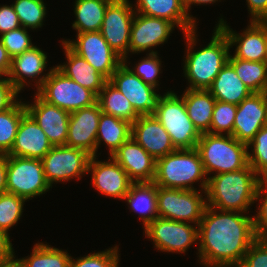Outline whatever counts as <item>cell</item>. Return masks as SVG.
<instances>
[{
  "mask_svg": "<svg viewBox=\"0 0 267 267\" xmlns=\"http://www.w3.org/2000/svg\"><path fill=\"white\" fill-rule=\"evenodd\" d=\"M12 6L22 27L34 30L44 25L47 7L43 0H15Z\"/></svg>",
  "mask_w": 267,
  "mask_h": 267,
  "instance_id": "36",
  "label": "cell"
},
{
  "mask_svg": "<svg viewBox=\"0 0 267 267\" xmlns=\"http://www.w3.org/2000/svg\"><path fill=\"white\" fill-rule=\"evenodd\" d=\"M131 137L156 160L176 150L170 135L153 116H139L131 124Z\"/></svg>",
  "mask_w": 267,
  "mask_h": 267,
  "instance_id": "23",
  "label": "cell"
},
{
  "mask_svg": "<svg viewBox=\"0 0 267 267\" xmlns=\"http://www.w3.org/2000/svg\"><path fill=\"white\" fill-rule=\"evenodd\" d=\"M130 137L131 123L102 112L96 136V156L103 141L111 156Z\"/></svg>",
  "mask_w": 267,
  "mask_h": 267,
  "instance_id": "31",
  "label": "cell"
},
{
  "mask_svg": "<svg viewBox=\"0 0 267 267\" xmlns=\"http://www.w3.org/2000/svg\"><path fill=\"white\" fill-rule=\"evenodd\" d=\"M96 158L91 156L88 164L92 186L105 196L123 200L133 184L128 174L111 156L107 161H97Z\"/></svg>",
  "mask_w": 267,
  "mask_h": 267,
  "instance_id": "18",
  "label": "cell"
},
{
  "mask_svg": "<svg viewBox=\"0 0 267 267\" xmlns=\"http://www.w3.org/2000/svg\"><path fill=\"white\" fill-rule=\"evenodd\" d=\"M147 56L139 60L131 71L140 77L145 83L157 88L159 86V74L161 73V60L158 53H148Z\"/></svg>",
  "mask_w": 267,
  "mask_h": 267,
  "instance_id": "42",
  "label": "cell"
},
{
  "mask_svg": "<svg viewBox=\"0 0 267 267\" xmlns=\"http://www.w3.org/2000/svg\"><path fill=\"white\" fill-rule=\"evenodd\" d=\"M228 62L233 66L237 76L253 92H265L267 88V64L235 58L229 54Z\"/></svg>",
  "mask_w": 267,
  "mask_h": 267,
  "instance_id": "34",
  "label": "cell"
},
{
  "mask_svg": "<svg viewBox=\"0 0 267 267\" xmlns=\"http://www.w3.org/2000/svg\"><path fill=\"white\" fill-rule=\"evenodd\" d=\"M47 53L43 52L37 46H32L22 54L16 55L11 60V68L9 74L6 76L13 84L15 89L20 93L24 89L28 80H36L37 91L44 84V81L49 76V72L45 75L43 71L47 68L46 65ZM43 73L42 76H40ZM40 76V77H39ZM37 78V79H36Z\"/></svg>",
  "mask_w": 267,
  "mask_h": 267,
  "instance_id": "22",
  "label": "cell"
},
{
  "mask_svg": "<svg viewBox=\"0 0 267 267\" xmlns=\"http://www.w3.org/2000/svg\"><path fill=\"white\" fill-rule=\"evenodd\" d=\"M10 241L9 233L0 229V267L15 262V253Z\"/></svg>",
  "mask_w": 267,
  "mask_h": 267,
  "instance_id": "47",
  "label": "cell"
},
{
  "mask_svg": "<svg viewBox=\"0 0 267 267\" xmlns=\"http://www.w3.org/2000/svg\"><path fill=\"white\" fill-rule=\"evenodd\" d=\"M263 197V198H262ZM260 199L261 202H260ZM256 202H260L258 205V211L253 216L254 229L257 238L267 236V177H262L258 181L256 190Z\"/></svg>",
  "mask_w": 267,
  "mask_h": 267,
  "instance_id": "43",
  "label": "cell"
},
{
  "mask_svg": "<svg viewBox=\"0 0 267 267\" xmlns=\"http://www.w3.org/2000/svg\"><path fill=\"white\" fill-rule=\"evenodd\" d=\"M52 147L44 131L26 113L21 118L14 144L7 155L42 159Z\"/></svg>",
  "mask_w": 267,
  "mask_h": 267,
  "instance_id": "24",
  "label": "cell"
},
{
  "mask_svg": "<svg viewBox=\"0 0 267 267\" xmlns=\"http://www.w3.org/2000/svg\"><path fill=\"white\" fill-rule=\"evenodd\" d=\"M129 209L140 213L143 228L158 217L157 186L153 183H133L124 197Z\"/></svg>",
  "mask_w": 267,
  "mask_h": 267,
  "instance_id": "29",
  "label": "cell"
},
{
  "mask_svg": "<svg viewBox=\"0 0 267 267\" xmlns=\"http://www.w3.org/2000/svg\"><path fill=\"white\" fill-rule=\"evenodd\" d=\"M12 58L8 55L6 48L0 40V71L5 75L9 74Z\"/></svg>",
  "mask_w": 267,
  "mask_h": 267,
  "instance_id": "49",
  "label": "cell"
},
{
  "mask_svg": "<svg viewBox=\"0 0 267 267\" xmlns=\"http://www.w3.org/2000/svg\"><path fill=\"white\" fill-rule=\"evenodd\" d=\"M28 257L15 259L18 267H68L71 255L43 242L34 244Z\"/></svg>",
  "mask_w": 267,
  "mask_h": 267,
  "instance_id": "33",
  "label": "cell"
},
{
  "mask_svg": "<svg viewBox=\"0 0 267 267\" xmlns=\"http://www.w3.org/2000/svg\"><path fill=\"white\" fill-rule=\"evenodd\" d=\"M19 92L8 78L0 81V112L10 109L19 99Z\"/></svg>",
  "mask_w": 267,
  "mask_h": 267,
  "instance_id": "45",
  "label": "cell"
},
{
  "mask_svg": "<svg viewBox=\"0 0 267 267\" xmlns=\"http://www.w3.org/2000/svg\"><path fill=\"white\" fill-rule=\"evenodd\" d=\"M188 117L200 134L209 133L216 99L208 90L186 89L182 95Z\"/></svg>",
  "mask_w": 267,
  "mask_h": 267,
  "instance_id": "28",
  "label": "cell"
},
{
  "mask_svg": "<svg viewBox=\"0 0 267 267\" xmlns=\"http://www.w3.org/2000/svg\"><path fill=\"white\" fill-rule=\"evenodd\" d=\"M265 125H267V97L264 92L252 93L237 105L233 137L248 145Z\"/></svg>",
  "mask_w": 267,
  "mask_h": 267,
  "instance_id": "19",
  "label": "cell"
},
{
  "mask_svg": "<svg viewBox=\"0 0 267 267\" xmlns=\"http://www.w3.org/2000/svg\"><path fill=\"white\" fill-rule=\"evenodd\" d=\"M97 103L103 113L131 124L139 117L128 99L109 80L104 83L102 90L97 95Z\"/></svg>",
  "mask_w": 267,
  "mask_h": 267,
  "instance_id": "32",
  "label": "cell"
},
{
  "mask_svg": "<svg viewBox=\"0 0 267 267\" xmlns=\"http://www.w3.org/2000/svg\"><path fill=\"white\" fill-rule=\"evenodd\" d=\"M144 234L154 242V248L167 253H185L192 244L198 243V225L161 217L150 222Z\"/></svg>",
  "mask_w": 267,
  "mask_h": 267,
  "instance_id": "12",
  "label": "cell"
},
{
  "mask_svg": "<svg viewBox=\"0 0 267 267\" xmlns=\"http://www.w3.org/2000/svg\"><path fill=\"white\" fill-rule=\"evenodd\" d=\"M76 36V40L66 39L61 42L84 58L106 80H110L123 63V58L110 47L100 31L77 33Z\"/></svg>",
  "mask_w": 267,
  "mask_h": 267,
  "instance_id": "10",
  "label": "cell"
},
{
  "mask_svg": "<svg viewBox=\"0 0 267 267\" xmlns=\"http://www.w3.org/2000/svg\"><path fill=\"white\" fill-rule=\"evenodd\" d=\"M244 260L251 267H267V246L257 238L249 247Z\"/></svg>",
  "mask_w": 267,
  "mask_h": 267,
  "instance_id": "44",
  "label": "cell"
},
{
  "mask_svg": "<svg viewBox=\"0 0 267 267\" xmlns=\"http://www.w3.org/2000/svg\"><path fill=\"white\" fill-rule=\"evenodd\" d=\"M33 103H24L26 112L44 131L53 146L65 145L70 113L44 101L37 93Z\"/></svg>",
  "mask_w": 267,
  "mask_h": 267,
  "instance_id": "17",
  "label": "cell"
},
{
  "mask_svg": "<svg viewBox=\"0 0 267 267\" xmlns=\"http://www.w3.org/2000/svg\"><path fill=\"white\" fill-rule=\"evenodd\" d=\"M26 199L15 194L5 192L0 194V229L8 233L9 229L18 223Z\"/></svg>",
  "mask_w": 267,
  "mask_h": 267,
  "instance_id": "37",
  "label": "cell"
},
{
  "mask_svg": "<svg viewBox=\"0 0 267 267\" xmlns=\"http://www.w3.org/2000/svg\"><path fill=\"white\" fill-rule=\"evenodd\" d=\"M129 0H113L106 9L101 34L110 47L127 62L131 25L135 15Z\"/></svg>",
  "mask_w": 267,
  "mask_h": 267,
  "instance_id": "13",
  "label": "cell"
},
{
  "mask_svg": "<svg viewBox=\"0 0 267 267\" xmlns=\"http://www.w3.org/2000/svg\"><path fill=\"white\" fill-rule=\"evenodd\" d=\"M91 155L84 150L66 145L53 146L41 159L45 179L51 186L53 183L81 179L88 173Z\"/></svg>",
  "mask_w": 267,
  "mask_h": 267,
  "instance_id": "11",
  "label": "cell"
},
{
  "mask_svg": "<svg viewBox=\"0 0 267 267\" xmlns=\"http://www.w3.org/2000/svg\"><path fill=\"white\" fill-rule=\"evenodd\" d=\"M7 154H0V194L7 192Z\"/></svg>",
  "mask_w": 267,
  "mask_h": 267,
  "instance_id": "50",
  "label": "cell"
},
{
  "mask_svg": "<svg viewBox=\"0 0 267 267\" xmlns=\"http://www.w3.org/2000/svg\"><path fill=\"white\" fill-rule=\"evenodd\" d=\"M4 267H18V266H17V264L15 262H13L12 264L4 266Z\"/></svg>",
  "mask_w": 267,
  "mask_h": 267,
  "instance_id": "54",
  "label": "cell"
},
{
  "mask_svg": "<svg viewBox=\"0 0 267 267\" xmlns=\"http://www.w3.org/2000/svg\"><path fill=\"white\" fill-rule=\"evenodd\" d=\"M2 76H5V75L0 71V81L3 79Z\"/></svg>",
  "mask_w": 267,
  "mask_h": 267,
  "instance_id": "55",
  "label": "cell"
},
{
  "mask_svg": "<svg viewBox=\"0 0 267 267\" xmlns=\"http://www.w3.org/2000/svg\"><path fill=\"white\" fill-rule=\"evenodd\" d=\"M236 112L237 105L216 100L209 133L233 136Z\"/></svg>",
  "mask_w": 267,
  "mask_h": 267,
  "instance_id": "38",
  "label": "cell"
},
{
  "mask_svg": "<svg viewBox=\"0 0 267 267\" xmlns=\"http://www.w3.org/2000/svg\"><path fill=\"white\" fill-rule=\"evenodd\" d=\"M26 113L21 99L10 109L0 112V154H8L11 150L21 118Z\"/></svg>",
  "mask_w": 267,
  "mask_h": 267,
  "instance_id": "35",
  "label": "cell"
},
{
  "mask_svg": "<svg viewBox=\"0 0 267 267\" xmlns=\"http://www.w3.org/2000/svg\"><path fill=\"white\" fill-rule=\"evenodd\" d=\"M198 190L169 189L157 186L158 217L198 225L207 206Z\"/></svg>",
  "mask_w": 267,
  "mask_h": 267,
  "instance_id": "9",
  "label": "cell"
},
{
  "mask_svg": "<svg viewBox=\"0 0 267 267\" xmlns=\"http://www.w3.org/2000/svg\"><path fill=\"white\" fill-rule=\"evenodd\" d=\"M21 27L12 4L0 6V35Z\"/></svg>",
  "mask_w": 267,
  "mask_h": 267,
  "instance_id": "46",
  "label": "cell"
},
{
  "mask_svg": "<svg viewBox=\"0 0 267 267\" xmlns=\"http://www.w3.org/2000/svg\"><path fill=\"white\" fill-rule=\"evenodd\" d=\"M27 30L28 29L21 26L0 35L2 45L6 48L7 53L11 58L22 54L34 46Z\"/></svg>",
  "mask_w": 267,
  "mask_h": 267,
  "instance_id": "41",
  "label": "cell"
},
{
  "mask_svg": "<svg viewBox=\"0 0 267 267\" xmlns=\"http://www.w3.org/2000/svg\"><path fill=\"white\" fill-rule=\"evenodd\" d=\"M267 246V236L259 238Z\"/></svg>",
  "mask_w": 267,
  "mask_h": 267,
  "instance_id": "53",
  "label": "cell"
},
{
  "mask_svg": "<svg viewBox=\"0 0 267 267\" xmlns=\"http://www.w3.org/2000/svg\"><path fill=\"white\" fill-rule=\"evenodd\" d=\"M198 239L200 264L205 267H228L244 259L257 239L253 216L206 206L198 224Z\"/></svg>",
  "mask_w": 267,
  "mask_h": 267,
  "instance_id": "1",
  "label": "cell"
},
{
  "mask_svg": "<svg viewBox=\"0 0 267 267\" xmlns=\"http://www.w3.org/2000/svg\"><path fill=\"white\" fill-rule=\"evenodd\" d=\"M196 149L208 178L211 173L233 172L248 165L247 144L232 135L201 134Z\"/></svg>",
  "mask_w": 267,
  "mask_h": 267,
  "instance_id": "5",
  "label": "cell"
},
{
  "mask_svg": "<svg viewBox=\"0 0 267 267\" xmlns=\"http://www.w3.org/2000/svg\"><path fill=\"white\" fill-rule=\"evenodd\" d=\"M259 179L249 164L237 171L210 176L206 189L207 206L223 211L248 213L256 202Z\"/></svg>",
  "mask_w": 267,
  "mask_h": 267,
  "instance_id": "3",
  "label": "cell"
},
{
  "mask_svg": "<svg viewBox=\"0 0 267 267\" xmlns=\"http://www.w3.org/2000/svg\"><path fill=\"white\" fill-rule=\"evenodd\" d=\"M228 267H251L244 259L237 261L236 263L230 264Z\"/></svg>",
  "mask_w": 267,
  "mask_h": 267,
  "instance_id": "52",
  "label": "cell"
},
{
  "mask_svg": "<svg viewBox=\"0 0 267 267\" xmlns=\"http://www.w3.org/2000/svg\"><path fill=\"white\" fill-rule=\"evenodd\" d=\"M200 182V188L206 197L208 177L196 148L176 149L156 160V186L169 189L197 190L194 183Z\"/></svg>",
  "mask_w": 267,
  "mask_h": 267,
  "instance_id": "4",
  "label": "cell"
},
{
  "mask_svg": "<svg viewBox=\"0 0 267 267\" xmlns=\"http://www.w3.org/2000/svg\"><path fill=\"white\" fill-rule=\"evenodd\" d=\"M218 101L239 105L253 92L237 76L233 66L227 61L208 89Z\"/></svg>",
  "mask_w": 267,
  "mask_h": 267,
  "instance_id": "27",
  "label": "cell"
},
{
  "mask_svg": "<svg viewBox=\"0 0 267 267\" xmlns=\"http://www.w3.org/2000/svg\"><path fill=\"white\" fill-rule=\"evenodd\" d=\"M113 0H75L76 20L72 28L77 33L97 32L101 30L107 6Z\"/></svg>",
  "mask_w": 267,
  "mask_h": 267,
  "instance_id": "30",
  "label": "cell"
},
{
  "mask_svg": "<svg viewBox=\"0 0 267 267\" xmlns=\"http://www.w3.org/2000/svg\"><path fill=\"white\" fill-rule=\"evenodd\" d=\"M153 116L170 135L176 149L196 148L201 134L188 117L182 96H177L174 91L160 94Z\"/></svg>",
  "mask_w": 267,
  "mask_h": 267,
  "instance_id": "6",
  "label": "cell"
},
{
  "mask_svg": "<svg viewBox=\"0 0 267 267\" xmlns=\"http://www.w3.org/2000/svg\"><path fill=\"white\" fill-rule=\"evenodd\" d=\"M247 147L252 149V153L248 150V164L260 178L267 177V125L259 130Z\"/></svg>",
  "mask_w": 267,
  "mask_h": 267,
  "instance_id": "39",
  "label": "cell"
},
{
  "mask_svg": "<svg viewBox=\"0 0 267 267\" xmlns=\"http://www.w3.org/2000/svg\"><path fill=\"white\" fill-rule=\"evenodd\" d=\"M174 27L172 22L165 19L135 12L131 25L128 54L129 52L138 54L144 51L158 53L152 48L167 42Z\"/></svg>",
  "mask_w": 267,
  "mask_h": 267,
  "instance_id": "16",
  "label": "cell"
},
{
  "mask_svg": "<svg viewBox=\"0 0 267 267\" xmlns=\"http://www.w3.org/2000/svg\"><path fill=\"white\" fill-rule=\"evenodd\" d=\"M250 21H267V0H246Z\"/></svg>",
  "mask_w": 267,
  "mask_h": 267,
  "instance_id": "48",
  "label": "cell"
},
{
  "mask_svg": "<svg viewBox=\"0 0 267 267\" xmlns=\"http://www.w3.org/2000/svg\"><path fill=\"white\" fill-rule=\"evenodd\" d=\"M7 192L32 199L49 191L41 159L7 155Z\"/></svg>",
  "mask_w": 267,
  "mask_h": 267,
  "instance_id": "8",
  "label": "cell"
},
{
  "mask_svg": "<svg viewBox=\"0 0 267 267\" xmlns=\"http://www.w3.org/2000/svg\"><path fill=\"white\" fill-rule=\"evenodd\" d=\"M224 19H219L218 26L227 36L232 48L235 44V58L248 61H266L267 58V21H250L240 34L232 30ZM238 44V45H237Z\"/></svg>",
  "mask_w": 267,
  "mask_h": 267,
  "instance_id": "14",
  "label": "cell"
},
{
  "mask_svg": "<svg viewBox=\"0 0 267 267\" xmlns=\"http://www.w3.org/2000/svg\"><path fill=\"white\" fill-rule=\"evenodd\" d=\"M118 245L105 251L95 252L79 258L70 259L68 267H118L119 265Z\"/></svg>",
  "mask_w": 267,
  "mask_h": 267,
  "instance_id": "40",
  "label": "cell"
},
{
  "mask_svg": "<svg viewBox=\"0 0 267 267\" xmlns=\"http://www.w3.org/2000/svg\"><path fill=\"white\" fill-rule=\"evenodd\" d=\"M101 113L98 103L71 112L65 145L96 156V136Z\"/></svg>",
  "mask_w": 267,
  "mask_h": 267,
  "instance_id": "20",
  "label": "cell"
},
{
  "mask_svg": "<svg viewBox=\"0 0 267 267\" xmlns=\"http://www.w3.org/2000/svg\"><path fill=\"white\" fill-rule=\"evenodd\" d=\"M196 30L184 33L187 49L183 73L189 83L187 89L208 90L228 61L230 44L224 32L216 26L207 46L194 50L198 42Z\"/></svg>",
  "mask_w": 267,
  "mask_h": 267,
  "instance_id": "2",
  "label": "cell"
},
{
  "mask_svg": "<svg viewBox=\"0 0 267 267\" xmlns=\"http://www.w3.org/2000/svg\"><path fill=\"white\" fill-rule=\"evenodd\" d=\"M128 99L139 116L153 115L160 94L156 88L135 75L123 62L109 80Z\"/></svg>",
  "mask_w": 267,
  "mask_h": 267,
  "instance_id": "15",
  "label": "cell"
},
{
  "mask_svg": "<svg viewBox=\"0 0 267 267\" xmlns=\"http://www.w3.org/2000/svg\"><path fill=\"white\" fill-rule=\"evenodd\" d=\"M136 13L172 22L183 34L197 29L196 22L187 14L183 0H137Z\"/></svg>",
  "mask_w": 267,
  "mask_h": 267,
  "instance_id": "25",
  "label": "cell"
},
{
  "mask_svg": "<svg viewBox=\"0 0 267 267\" xmlns=\"http://www.w3.org/2000/svg\"><path fill=\"white\" fill-rule=\"evenodd\" d=\"M111 157L126 171L133 183L153 182L156 159L132 137L125 141Z\"/></svg>",
  "mask_w": 267,
  "mask_h": 267,
  "instance_id": "21",
  "label": "cell"
},
{
  "mask_svg": "<svg viewBox=\"0 0 267 267\" xmlns=\"http://www.w3.org/2000/svg\"><path fill=\"white\" fill-rule=\"evenodd\" d=\"M35 93L47 103L69 113L97 103V95L93 91L67 77L56 66L50 69L44 84Z\"/></svg>",
  "mask_w": 267,
  "mask_h": 267,
  "instance_id": "7",
  "label": "cell"
},
{
  "mask_svg": "<svg viewBox=\"0 0 267 267\" xmlns=\"http://www.w3.org/2000/svg\"><path fill=\"white\" fill-rule=\"evenodd\" d=\"M62 45L67 61L66 63L56 65V67L67 77L98 95L107 80L84 58L73 52L64 42H62Z\"/></svg>",
  "mask_w": 267,
  "mask_h": 267,
  "instance_id": "26",
  "label": "cell"
},
{
  "mask_svg": "<svg viewBox=\"0 0 267 267\" xmlns=\"http://www.w3.org/2000/svg\"><path fill=\"white\" fill-rule=\"evenodd\" d=\"M221 2V0H219ZM218 2V0H183V4H184V8H185V11L187 12V14L195 21H196V18L193 17L192 15L189 14L190 12V8H191V5H207V4H212V3H216ZM189 10V11H188Z\"/></svg>",
  "mask_w": 267,
  "mask_h": 267,
  "instance_id": "51",
  "label": "cell"
}]
</instances>
